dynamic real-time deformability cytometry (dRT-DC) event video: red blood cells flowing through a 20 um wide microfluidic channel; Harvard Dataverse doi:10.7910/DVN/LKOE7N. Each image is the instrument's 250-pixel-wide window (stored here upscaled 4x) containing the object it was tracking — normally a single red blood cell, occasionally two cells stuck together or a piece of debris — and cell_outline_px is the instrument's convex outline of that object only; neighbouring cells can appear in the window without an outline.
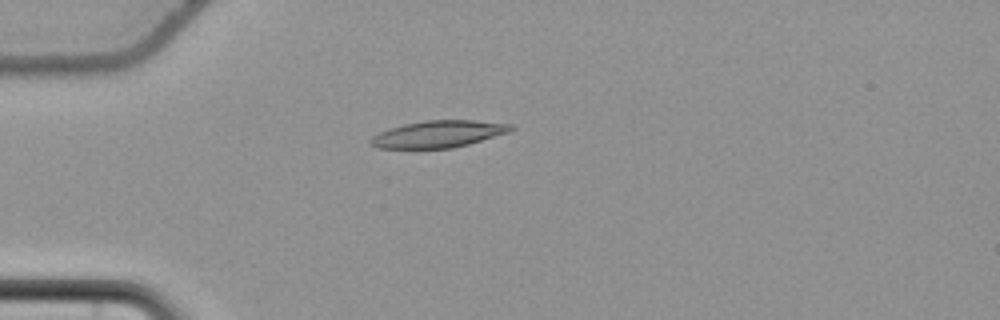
{"species": "common noctule bat (a hibernating species)", "species_latin": "Nyctalus noctula", "temperature_condition": "cold", "stored_images_in_passage": 41, "camera_frame_rate_fps": 3000, "um_per_image_px": 0.085, "animal": {"sex": "female", "body_mass_g": 22.7, "forearm_length_mm": 54.2}, "frame": {"image": 1, "passage_image": 1, "time_ms": 0.0, "image_size_px": [1000, 320], "cell_outline_px": [[516, 128], [508, 132], [468, 144], [452, 148], [376, 148], [368, 140], [372, 136], [380, 132], [404, 124], [424, 120], [472, 120], [512, 124]], "centroid_in_image_um": [37.26, 11.39], "position_along_channel_um": 47.7, "area_um2": 21.79}}
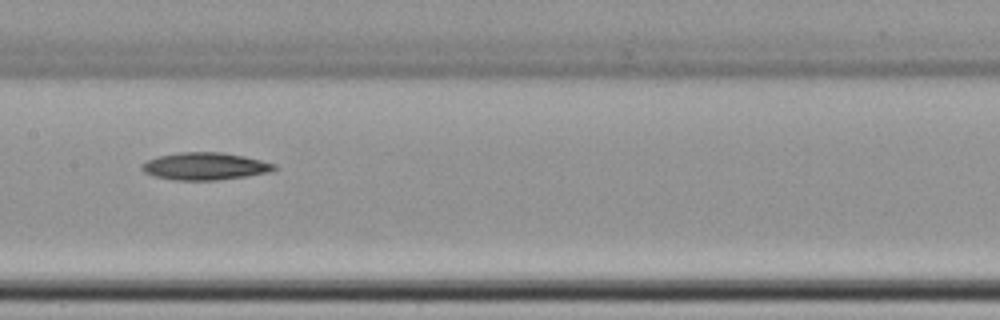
{"frame": {"image": 2, "passage_image": 14, "time_ms": 4.333, "image_size_px": [1000, 320], "cell_outline_px": [[276, 168], [268, 172], [244, 176], [216, 180], [172, 180], [152, 176], [144, 172], [140, 168], [140, 164], [148, 160], [160, 156], [180, 152], [220, 152], [244, 156], [276, 164]], "centroid_in_image_um": [17.36, 14.13], "position_along_channel_um": 190.0, "area_um2": 20.98}}
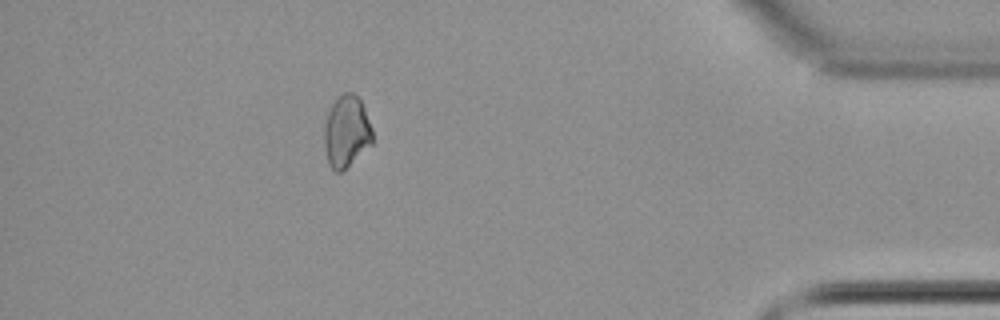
{"frame": {"image": 3, "passage_image": 35, "time_ms": 11.333, "image_size_px": [1000, 320], "cell_outline_px": [[372, 144], [340, 172], [336, 172], [328, 164], [324, 148], [324, 128], [328, 112], [332, 104], [344, 92], [352, 92], [360, 100], [364, 108], [372, 128]], "centroid_in_image_um": [29.43, 11.18], "position_along_channel_um": 405.8, "area_um2": 19.94}, "authors_computed_cell_mechanics": {"area_um2": 20.7502, "velocity_mm_per_s": 3.7308, "shape_relaxation_time_tau1_ms": 4.9833, "shape_relaxation_time_tau2_ms": null, "deformation_change_tau1": 0.0917, "deformation_change_tau2": null}}